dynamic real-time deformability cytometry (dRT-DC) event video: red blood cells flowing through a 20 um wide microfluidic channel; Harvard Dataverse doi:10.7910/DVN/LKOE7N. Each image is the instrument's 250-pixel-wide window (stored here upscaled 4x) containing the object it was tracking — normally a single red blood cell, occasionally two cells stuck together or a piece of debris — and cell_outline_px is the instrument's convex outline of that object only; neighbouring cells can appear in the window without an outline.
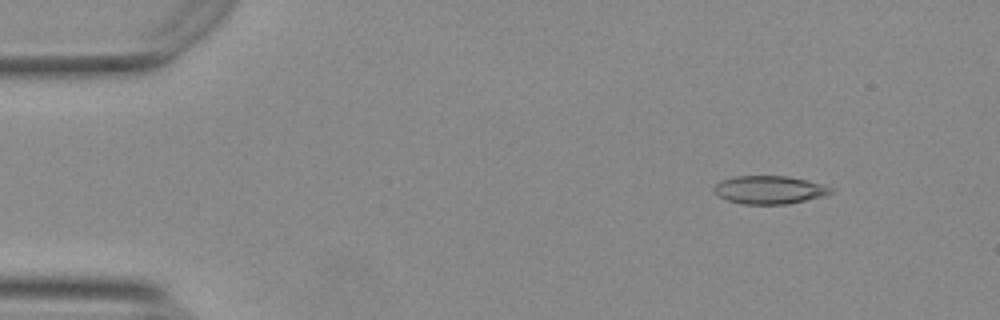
{"species": "Egyptian fruit bat (a non-hibernating species)", "species_latin": "Rousettus aegyptiacus", "temperature_condition": "warm", "stored_images_in_passage": 50, "camera_frame_rate_fps": 3000, "um_per_image_px": 0.085, "animal": {"sex": "female"}, "frame": {"image": 1, "passage_image": 2, "time_ms": 0.333, "image_size_px": [1000, 320], "cell_outline_px": [[832, 192], [820, 196], [788, 204], [744, 204], [728, 200], [720, 196], [712, 188], [720, 180], [736, 176], [788, 176], [824, 184], [832, 188]], "centroid_in_image_um": [65.38, 16.12], "position_along_channel_um": 19.6, "area_um2": 18.9}}
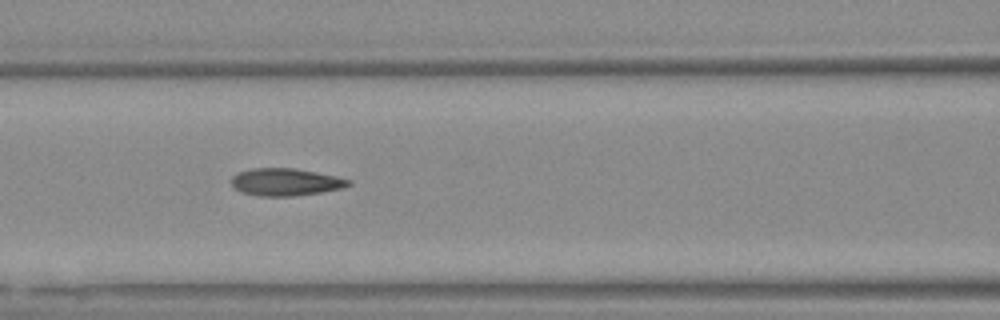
{"frame": {"image": 2, "passage_image": 19, "time_ms": 6.0, "image_size_px": [1000, 320], "cell_outline_px": [[352, 184], [344, 188], [320, 192], [292, 196], [260, 196], [240, 192], [232, 184], [232, 176], [240, 172], [252, 168], [296, 168], [336, 176], [352, 180]], "centroid_in_image_um": [24.31, 15.47], "position_along_channel_um": 142.3, "area_um2": 18.67}}
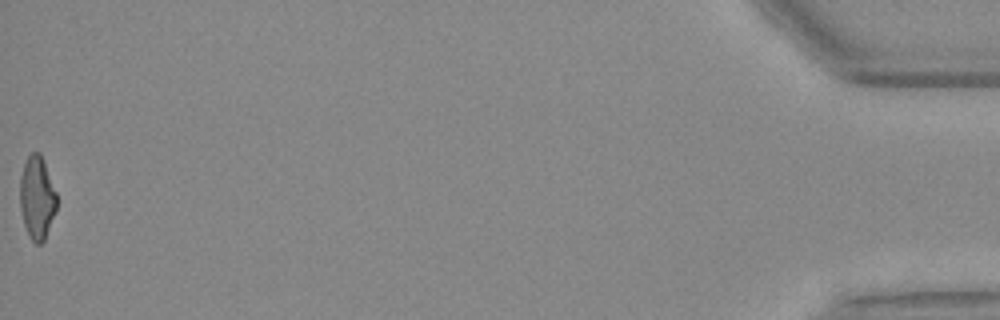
{"frame": {"image": 3, "passage_image": 50, "time_ms": 16.333, "image_size_px": [1000, 320], "cell_outline_px": [[56, 208], [44, 240], [40, 244], [36, 244], [32, 240], [24, 224], [20, 208], [20, 176], [24, 164], [28, 156], [32, 152], [40, 152], [56, 192]], "centroid_in_image_um": [3.13, 16.78], "position_along_channel_um": 432.1, "area_um2": 17.46}, "authors_computed_cell_mechanics": {"area_um2": 18.5827, "velocity_mm_per_s": 3.783, "shape_relaxation_time_tau1_ms": 6.4026, "shape_relaxation_time_tau2_ms": 1.6343, "deformation_change_tau1": 0.213, "deformation_change_tau2": 0.1083}}